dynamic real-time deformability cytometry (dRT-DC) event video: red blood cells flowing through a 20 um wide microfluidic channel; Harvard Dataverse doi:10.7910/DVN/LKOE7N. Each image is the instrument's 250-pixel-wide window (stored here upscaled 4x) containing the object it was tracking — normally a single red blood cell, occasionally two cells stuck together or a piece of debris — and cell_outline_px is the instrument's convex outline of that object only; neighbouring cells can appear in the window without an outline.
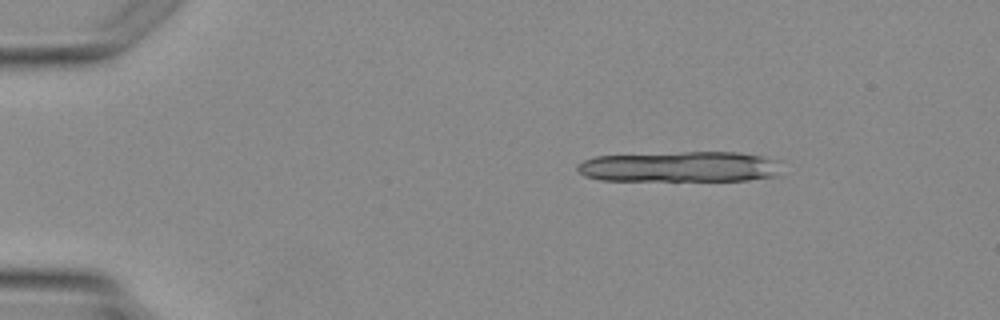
{"species": "Egyptian fruit bat (a non-hibernating species)", "species_latin": "Rousettus aegyptiacus", "temperature_condition": "warm", "stored_images_in_passage": 3, "camera_frame_rate_fps": 3000, "um_per_image_px": 0.085, "animal": {"sex": "female"}, "frame": {"image": 1, "passage_image": 1, "time_ms": 0.0, "image_size_px": [1000, 320], "cell_outline_px": [[784, 176], [748, 180], [600, 180], [584, 176], [576, 168], [584, 160], [596, 156], [684, 152], [740, 152], [764, 156], [772, 160]], "centroid_in_image_um": [57.83, 14.18], "position_along_channel_um": 27.2, "area_um2": 36.3}}
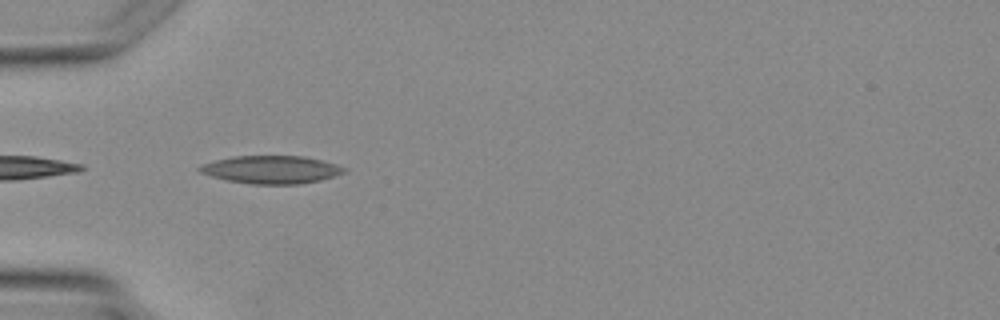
{"frame": {"image": 2, "passage_image": 3, "time_ms": 2.333, "image_size_px": [1000, 320], "cell_outline_px": [[348, 172], [320, 180], [300, 184], [252, 184], [224, 180], [200, 172], [196, 168], [204, 164], [216, 160], [232, 156], [304, 156], [336, 164], [348, 168]], "centroid_in_image_um": [23.09, 14.42], "position_along_channel_um": 61.9, "area_um2": 23.52}}